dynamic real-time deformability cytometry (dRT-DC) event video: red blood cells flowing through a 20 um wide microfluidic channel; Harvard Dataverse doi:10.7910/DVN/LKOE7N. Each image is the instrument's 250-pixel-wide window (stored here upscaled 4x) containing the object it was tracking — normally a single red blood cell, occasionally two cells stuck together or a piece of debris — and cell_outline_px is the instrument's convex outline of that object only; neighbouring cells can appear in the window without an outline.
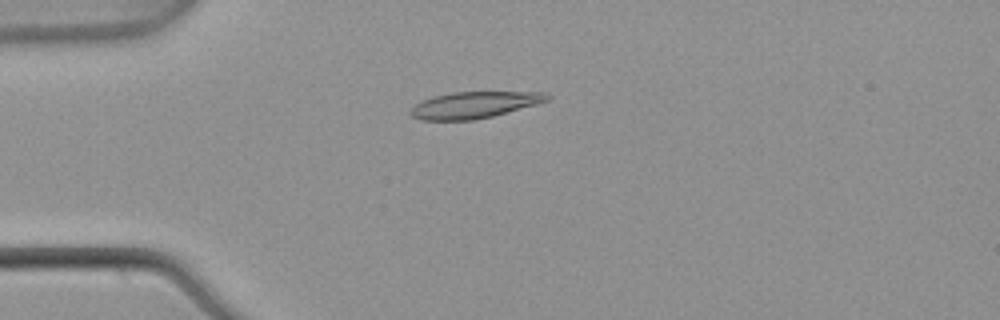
{"species": "common noctule bat (a hibernating species)", "species_latin": "Nyctalus noctula", "temperature_condition": "warm", "stored_images_in_passage": 53, "camera_frame_rate_fps": 3000, "um_per_image_px": 0.085, "animal": {"sex": "male", "body_mass_g": 21.5, "forearm_length_mm": 52.0}, "frame": {"image": 1, "passage_image": 14, "time_ms": 4.333, "image_size_px": [1000, 320], "cell_outline_px": [[552, 100], [492, 116], [476, 120], [420, 120], [412, 116], [408, 112], [420, 100], [432, 96], [452, 92], [544, 92], [552, 96]], "centroid_in_image_um": [40.31, 8.91], "position_along_channel_um": 44.7, "area_um2": 21.27}}
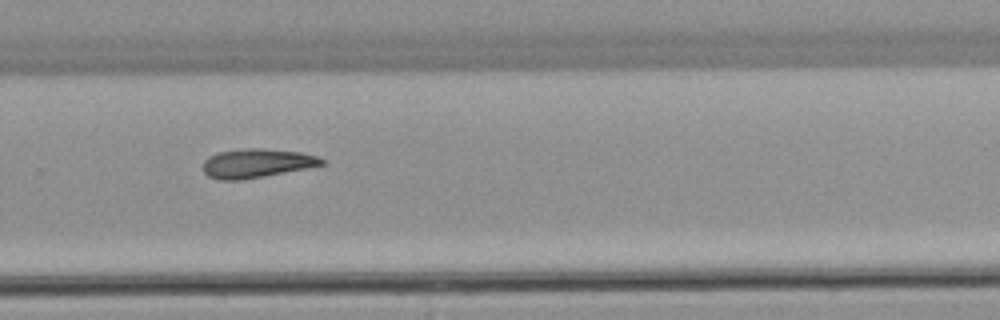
{"frame": {"image": 2, "passage_image": 36, "time_ms": 11.667, "image_size_px": [1000, 320], "cell_outline_px": [[328, 160], [324, 164], [308, 168], [240, 180], [220, 180], [208, 176], [204, 172], [204, 160], [208, 156], [216, 152], [248, 148], [264, 148], [300, 152], [316, 156]], "centroid_in_image_um": [21.82, 13.86], "position_along_channel_um": 308.0, "area_um2": 20.06}}
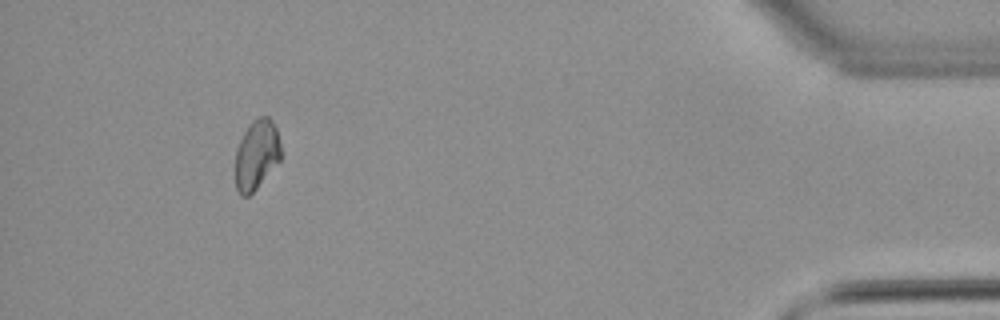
{"frame": {"image": 3, "passage_image": 49, "time_ms": 16.0, "image_size_px": [1000, 320], "cell_outline_px": [[280, 160], [256, 188], [248, 196], [240, 196], [236, 188], [236, 148], [248, 124], [252, 120], [260, 116], [268, 116], [276, 128], [280, 144]], "centroid_in_image_um": [21.79, 13.13], "position_along_channel_um": 413.4, "area_um2": 18.32}}